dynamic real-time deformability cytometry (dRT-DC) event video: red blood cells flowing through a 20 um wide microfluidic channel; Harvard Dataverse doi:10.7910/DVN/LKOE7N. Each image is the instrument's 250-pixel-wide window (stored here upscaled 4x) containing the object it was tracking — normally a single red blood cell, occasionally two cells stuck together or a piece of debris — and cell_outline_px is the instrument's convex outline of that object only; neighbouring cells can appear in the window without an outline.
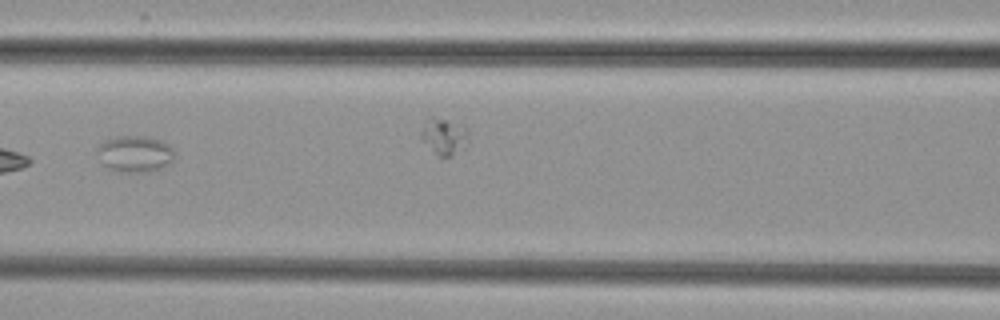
{"species": "common noctule bat (a hibernating species)", "species_latin": "Nyctalus noctula", "temperature_condition": "cold", "stored_images_in_passage": 7, "camera_frame_rate_fps": 3000, "um_per_image_px": 0.085, "animal": {"sex": "female", "body_mass_g": 29.2, "forearm_length_mm": 56.3}, "frame": {"image": 1, "passage_image": 4, "time_ms": 3.667, "image_size_px": [1000, 320], "cell_outline_px": [[176, 152], [172, 160], [168, 164], [152, 172], [120, 172], [104, 168], [96, 152], [96, 148], [104, 140], [116, 136], [144, 136], [160, 140], [168, 144]], "centroid_in_image_um": [11.43, 13.09], "position_along_channel_um": 155.2, "area_um2": 16.76}}